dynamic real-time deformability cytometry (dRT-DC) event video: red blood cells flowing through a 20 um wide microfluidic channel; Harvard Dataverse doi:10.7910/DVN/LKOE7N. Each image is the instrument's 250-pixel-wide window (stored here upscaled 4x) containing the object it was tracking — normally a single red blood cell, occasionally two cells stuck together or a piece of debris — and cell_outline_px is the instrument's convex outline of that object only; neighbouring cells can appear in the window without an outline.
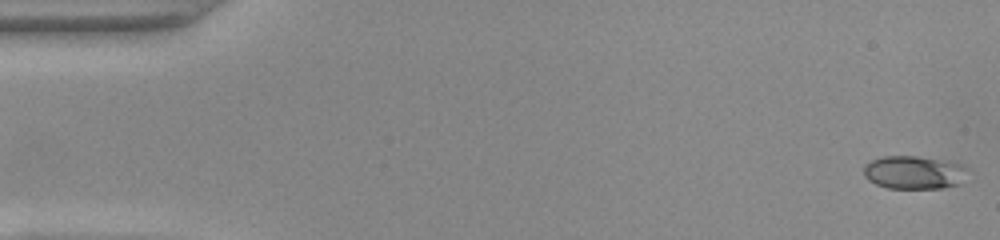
{"species": "common noctule bat (a hibernating species)", "species_latin": "Nyctalus noctula", "temperature_condition": "warm", "stored_images_in_passage": 52, "camera_frame_rate_fps": 3000, "um_per_image_px": 0.085, "animal": {"sex": "female", "body_mass_g": 22.0, "forearm_length_mm": 56.7}, "frame": {"image": 1, "passage_image": 1, "time_ms": 0.0, "image_size_px": [1000, 240], "cell_outline_px": [[968, 168], [956, 184], [944, 188], [888, 188], [876, 184], [868, 180], [864, 176], [864, 164], [880, 156], [916, 156], [956, 164]], "centroid_in_image_um": [77.56, 14.66], "position_along_channel_um": 7.4, "area_um2": 19.54}}
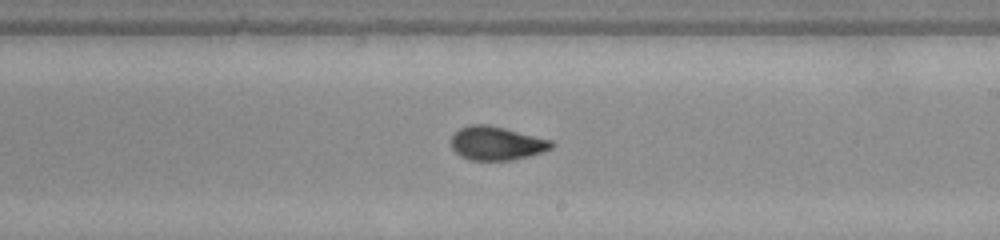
{"frame": {"image": 2, "passage_image": 30, "time_ms": 9.667, "image_size_px": [1000, 240], "cell_outline_px": [[556, 144], [552, 148], [544, 152], [512, 160], [468, 160], [460, 156], [452, 148], [452, 136], [460, 128], [468, 124], [488, 124], [552, 140]], "centroid_in_image_um": [42.22, 12.18], "position_along_channel_um": 246.8, "area_um2": 19.77}}
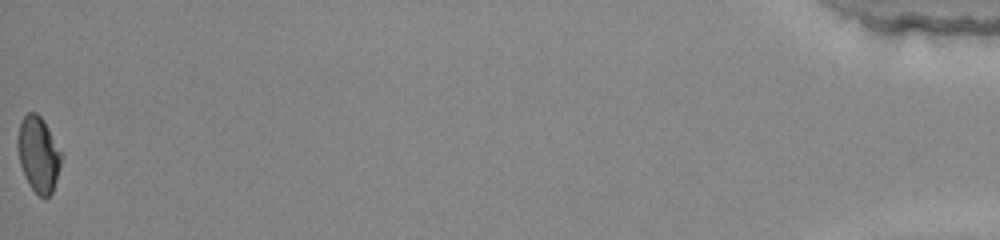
{"frame": {"image": 3, "passage_image": 52, "time_ms": 17.0, "image_size_px": [1000, 240], "cell_outline_px": [[60, 164], [56, 180], [52, 192], [44, 200], [28, 184], [24, 176], [20, 164], [16, 148], [16, 136], [20, 120], [28, 112], [36, 112], [44, 120], [60, 152]], "centroid_in_image_um": [3.2, 13.1], "position_along_channel_um": 432.0, "area_um2": 19.19}, "authors_computed_cell_mechanics": {"area_um2": 19.5364, "velocity_mm_per_s": 3.9417, "shape_relaxation_time_tau1_ms": 8.0965, "shape_relaxation_time_tau2_ms": null, "deformation_change_tau1": 0.2139, "deformation_change_tau2": null}}